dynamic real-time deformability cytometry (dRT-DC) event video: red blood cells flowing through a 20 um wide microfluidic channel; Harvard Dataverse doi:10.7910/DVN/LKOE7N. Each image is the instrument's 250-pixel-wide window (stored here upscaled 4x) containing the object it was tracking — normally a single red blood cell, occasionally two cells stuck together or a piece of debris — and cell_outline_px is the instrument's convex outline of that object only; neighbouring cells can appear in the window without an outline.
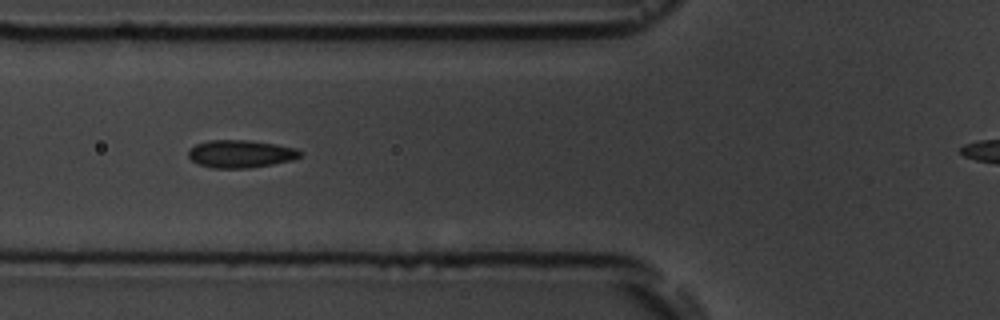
{"species": "common noctule bat (a hibernating species)", "species_latin": "Nyctalus noctula", "temperature_condition": "room temperature", "stored_images_in_passage": 4, "camera_frame_rate_fps": 3000, "um_per_image_px": 0.085, "animal": {"sex": "male", "body_mass_g": 19.5, "forearm_length_mm": 54.6}, "frame": {"image": 1, "passage_image": 4, "time_ms": 3.667, "image_size_px": [1000, 320], "cell_outline_px": [[304, 152], [300, 156], [292, 160], [272, 164], [248, 168], [212, 168], [200, 164], [192, 160], [188, 156], [188, 148], [196, 144], [208, 140], [248, 140], [276, 144], [296, 148]], "centroid_in_image_um": [20.45, 13.07], "position_along_channel_um": 105.3, "area_um2": 18.09}}